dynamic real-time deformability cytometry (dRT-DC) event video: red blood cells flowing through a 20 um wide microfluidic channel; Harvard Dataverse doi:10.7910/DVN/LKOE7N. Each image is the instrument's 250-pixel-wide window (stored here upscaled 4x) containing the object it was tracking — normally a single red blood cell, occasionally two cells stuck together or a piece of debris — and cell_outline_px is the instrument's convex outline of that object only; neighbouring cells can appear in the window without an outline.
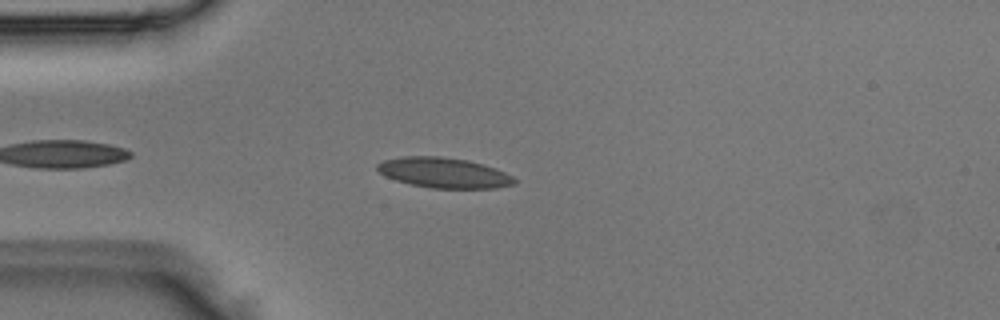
{"species": "Egyptian fruit bat (a non-hibernating species)", "species_latin": "Rousettus aegyptiacus", "temperature_condition": "room temperature", "stored_images_in_passage": 4, "camera_frame_rate_fps": 3000, "um_per_image_px": 0.085, "animal": {"sex": "male"}, "frame": {"image": 1, "passage_image": 4, "time_ms": 1.0, "image_size_px": [1000, 320], "cell_outline_px": [[516, 184], [496, 188], [432, 188], [412, 184], [396, 180], [384, 176], [376, 168], [376, 164], [384, 160], [400, 156], [440, 156], [468, 160], [484, 164], [496, 168], [512, 176], [516, 180]], "centroid_in_image_um": [37.73, 14.68], "position_along_channel_um": 47.3, "area_um2": 24.28}}